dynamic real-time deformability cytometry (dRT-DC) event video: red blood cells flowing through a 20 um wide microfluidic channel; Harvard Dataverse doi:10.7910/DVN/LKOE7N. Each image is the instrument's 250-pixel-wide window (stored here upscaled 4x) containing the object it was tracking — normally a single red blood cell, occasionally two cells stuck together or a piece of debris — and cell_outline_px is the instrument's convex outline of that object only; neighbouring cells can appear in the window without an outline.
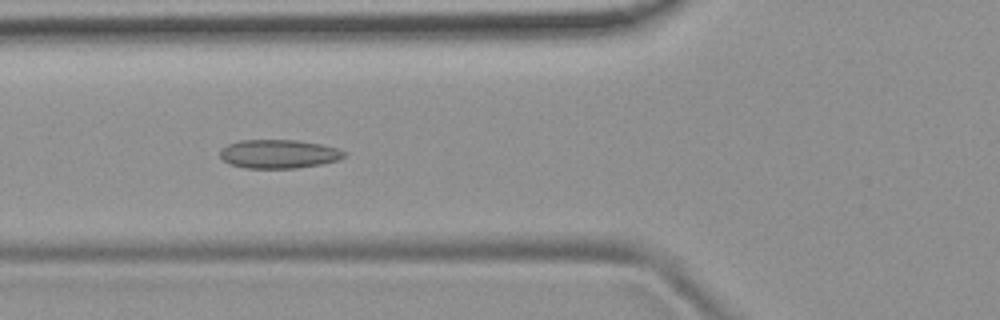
{"species": "common noctule bat (a hibernating species)", "species_latin": "Nyctalus noctula", "temperature_condition": "room temperature", "stored_images_in_passage": 53, "camera_frame_rate_fps": 3000, "um_per_image_px": 0.085, "animal": {"sex": "female", "body_mass_g": 19.9}, "frame": {"image": 1, "passage_image": 19, "time_ms": 6.0, "image_size_px": [1000, 320], "cell_outline_px": [[348, 156], [340, 160], [320, 164], [296, 168], [244, 168], [228, 164], [220, 156], [220, 148], [228, 144], [240, 140], [296, 140], [320, 144], [336, 148], [348, 152]], "centroid_in_image_um": [23.71, 13.09], "position_along_channel_um": 102.1, "area_um2": 20.98}}
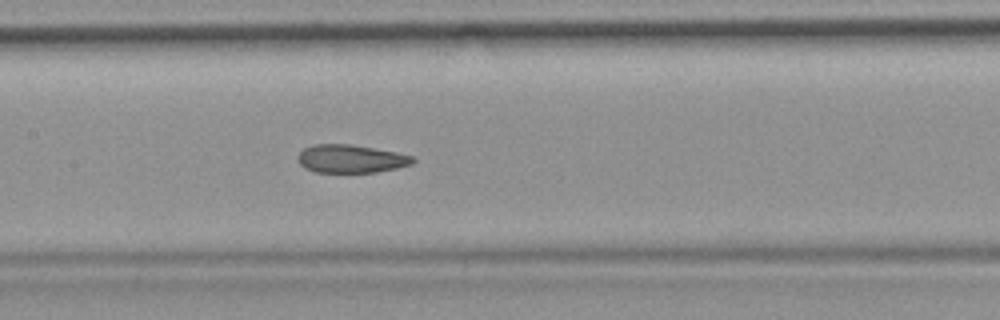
{"frame": {"image": 2, "passage_image": 25, "time_ms": 8.0, "image_size_px": [1000, 320], "cell_outline_px": [[416, 160], [412, 164], [396, 168], [376, 172], [316, 172], [304, 168], [296, 160], [296, 156], [304, 148], [312, 144], [352, 144], [396, 152], [412, 156]], "centroid_in_image_um": [29.79, 13.49], "position_along_channel_um": 177.6, "area_um2": 18.96}}
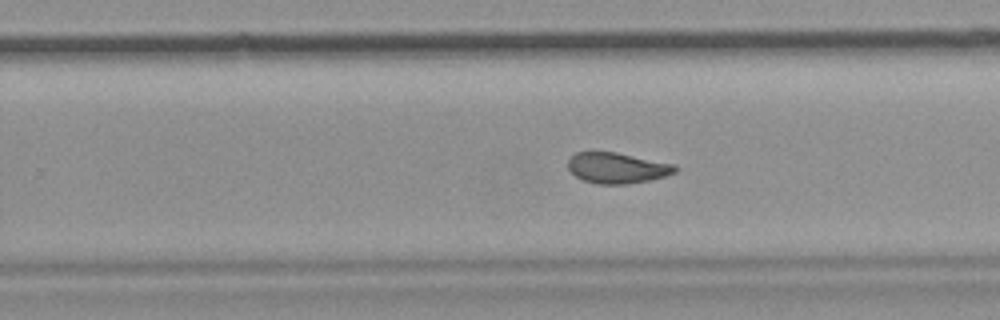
{"frame": {"image": 3, "passage_image": 33, "time_ms": 10.667, "image_size_px": [1000, 320], "cell_outline_px": [[680, 168], [676, 172], [664, 176], [648, 180], [628, 184], [596, 184], [584, 180], [576, 176], [568, 168], [568, 160], [576, 152], [616, 152], [676, 164]], "centroid_in_image_um": [52.49, 14.27], "position_along_channel_um": 277.3, "area_um2": 19.19}, "authors_computed_cell_mechanics": {"area_um2": 20.23, "velocity_mm_per_s": 3.7645, "shape_relaxation_time_tau1_ms": null, "shape_relaxation_time_tau2_ms": 1.7666, "deformation_change_tau1": null, "deformation_change_tau2": 0.0837}}